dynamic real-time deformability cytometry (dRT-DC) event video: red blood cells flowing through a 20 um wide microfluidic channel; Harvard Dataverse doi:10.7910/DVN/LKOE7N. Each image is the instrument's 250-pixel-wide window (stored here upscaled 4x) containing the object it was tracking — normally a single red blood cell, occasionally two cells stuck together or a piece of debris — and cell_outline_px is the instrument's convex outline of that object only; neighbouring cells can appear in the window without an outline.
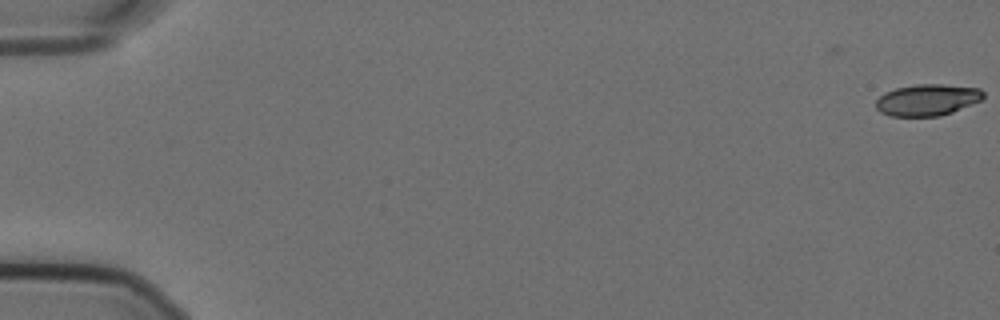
{"species": "Egyptian fruit bat (a non-hibernating species)", "species_latin": "Rousettus aegyptiacus", "temperature_condition": "cold", "stored_images_in_passage": 58, "camera_frame_rate_fps": 3000, "um_per_image_px": 0.085, "animal": {"sex": "female"}, "frame": {"image": 1, "passage_image": 1, "time_ms": 0.0, "image_size_px": [1000, 320], "cell_outline_px": [[984, 96], [980, 100], [952, 112], [940, 116], [888, 116], [880, 112], [876, 108], [876, 100], [884, 92], [896, 88], [916, 84], [940, 84], [980, 88], [984, 92]], "centroid_in_image_um": [78.79, 8.49], "position_along_channel_um": 6.2, "area_um2": 19.71}}
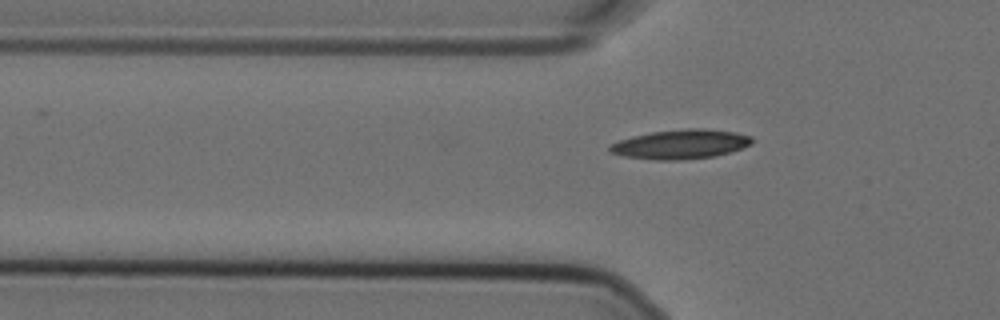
{"frame": {"image": 2, "passage_image": 20, "time_ms": 6.333, "image_size_px": [1000, 320], "cell_outline_px": [[752, 144], [744, 148], [712, 156], [676, 160], [656, 160], [624, 156], [608, 152], [608, 148], [612, 144], [620, 140], [632, 136], [652, 132], [684, 128], [700, 128], [736, 132], [752, 136]], "centroid_in_image_um": [57.86, 12.25], "position_along_channel_um": 67.9, "area_um2": 24.22}}
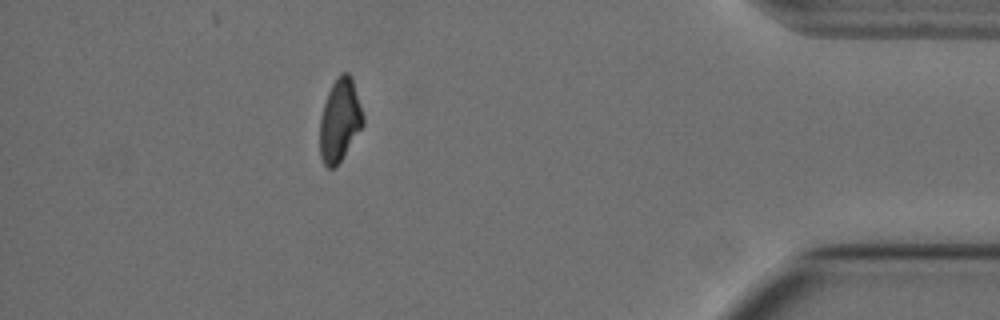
{"frame": {"image": 3, "passage_image": 52, "time_ms": 17.0, "image_size_px": [1000, 320], "cell_outline_px": [[364, 124], [336, 168], [328, 168], [324, 164], [320, 156], [320, 116], [328, 92], [332, 84], [340, 72], [348, 72], [352, 76], [364, 116]], "centroid_in_image_um": [28.89, 10.21], "position_along_channel_um": 406.3, "area_um2": 20.98}, "authors_computed_cell_mechanics": {"area_um2": 21.7906, "velocity_mm_per_s": 3.5785, "shape_relaxation_time_tau1_ms": 9.6332, "shape_relaxation_time_tau2_ms": null, "deformation_change_tau1": 0.2112, "deformation_change_tau2": null}}